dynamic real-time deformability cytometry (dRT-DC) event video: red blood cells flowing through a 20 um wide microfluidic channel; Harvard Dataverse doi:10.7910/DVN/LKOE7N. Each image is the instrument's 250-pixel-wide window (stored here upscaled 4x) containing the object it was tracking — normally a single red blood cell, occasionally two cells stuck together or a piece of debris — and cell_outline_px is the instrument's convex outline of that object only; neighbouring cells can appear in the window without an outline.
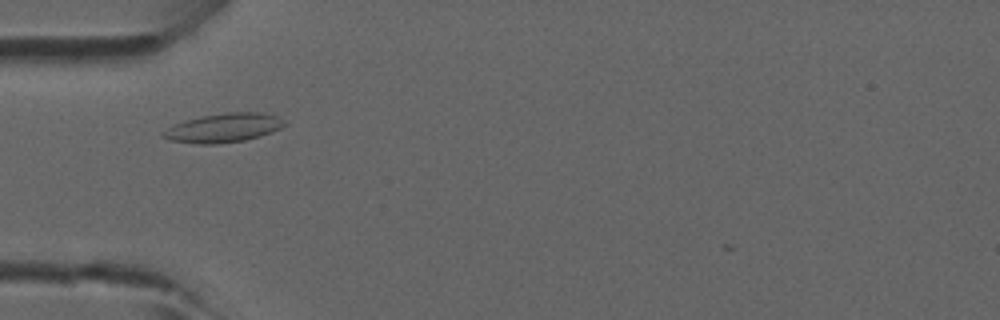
{"species": "common noctule bat (a hibernating species)", "species_latin": "Nyctalus noctula", "temperature_condition": "room temperature", "stored_images_in_passage": 8, "camera_frame_rate_fps": 3000, "um_per_image_px": 0.085, "animal": {"sex": "male", "forearm_length_mm": 52.5}, "frame": {"image": 1, "passage_image": 2, "time_ms": 0.333, "image_size_px": [1000, 320], "cell_outline_px": [[288, 124], [272, 132], [260, 136], [244, 140], [216, 144], [200, 144], [168, 140], [160, 136], [160, 132], [176, 124], [200, 116], [228, 112], [260, 112], [276, 116]], "centroid_in_image_um": [18.99, 10.87], "position_along_channel_um": 66.0, "area_um2": 20.4}}
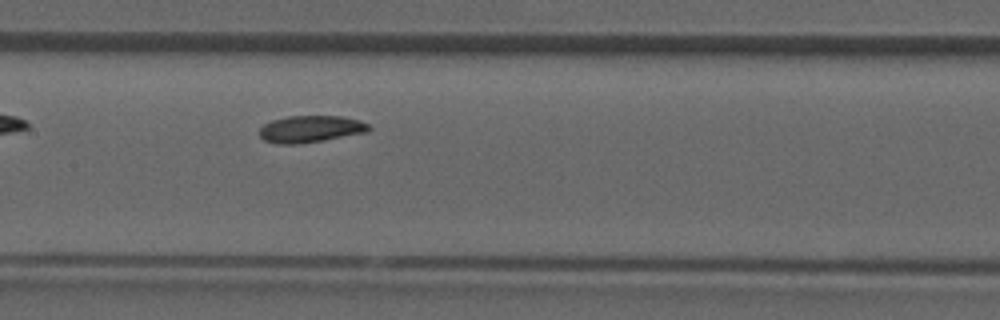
{"frame": {"image": 2, "passage_image": 8, "time_ms": 2.333, "image_size_px": [1000, 320], "cell_outline_px": [[372, 128], [368, 132], [324, 140], [296, 144], [280, 144], [264, 140], [260, 136], [260, 128], [264, 124], [272, 120], [288, 116], [344, 116], [360, 120], [368, 124]], "centroid_in_image_um": [26.43, 10.96], "position_along_channel_um": 181.0, "area_um2": 17.17}}